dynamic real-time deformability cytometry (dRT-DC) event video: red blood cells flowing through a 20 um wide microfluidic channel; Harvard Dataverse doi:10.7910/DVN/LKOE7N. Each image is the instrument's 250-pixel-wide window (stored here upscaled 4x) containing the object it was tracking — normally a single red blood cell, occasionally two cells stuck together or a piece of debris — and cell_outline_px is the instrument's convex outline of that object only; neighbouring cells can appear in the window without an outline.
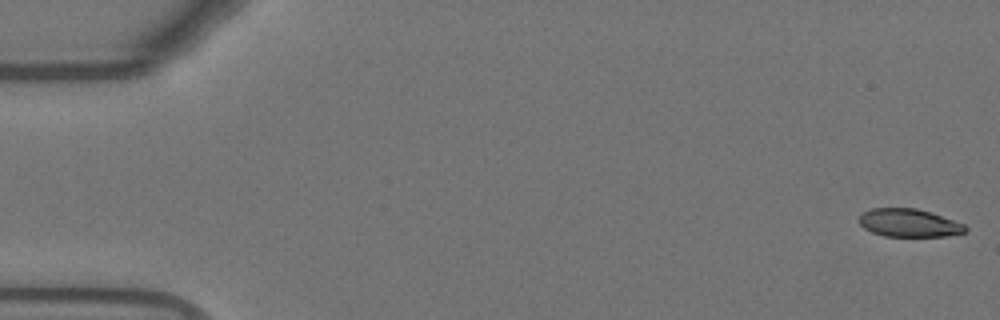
{"species": "Egyptian fruit bat (a non-hibernating species)", "species_latin": "Rousettus aegyptiacus", "temperature_condition": "warm", "stored_images_in_passage": 6, "camera_frame_rate_fps": 3000, "um_per_image_px": 0.085, "animal": {"sex": "female"}, "frame": {"image": 1, "passage_image": 1, "time_ms": 0.0, "image_size_px": [1000, 320], "cell_outline_px": [[968, 228], [964, 232], [948, 236], [884, 236], [872, 232], [864, 228], [860, 224], [860, 212], [872, 208], [916, 208], [932, 212], [964, 224]], "centroid_in_image_um": [77.26, 18.94], "position_along_channel_um": 7.7, "area_um2": 17.4}}